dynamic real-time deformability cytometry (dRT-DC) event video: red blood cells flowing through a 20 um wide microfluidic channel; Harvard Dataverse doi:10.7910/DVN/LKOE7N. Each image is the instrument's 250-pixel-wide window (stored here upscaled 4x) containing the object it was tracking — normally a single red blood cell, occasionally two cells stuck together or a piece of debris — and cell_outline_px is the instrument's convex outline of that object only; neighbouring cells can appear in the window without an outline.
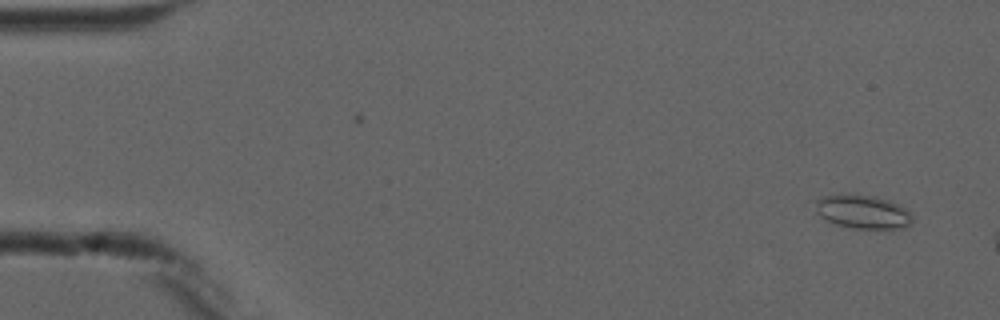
{"species": "common noctule bat (a hibernating species)", "species_latin": "Nyctalus noctula", "temperature_condition": "cold", "stored_images_in_passage": 3, "camera_frame_rate_fps": 3000, "um_per_image_px": 0.085, "animal": {"sex": "male", "forearm_length_mm": 52.5}, "frame": {"image": 1, "passage_image": 3, "time_ms": 2.333, "image_size_px": [1000, 320], "cell_outline_px": [[912, 224], [904, 228], [856, 228], [836, 224], [824, 220], [816, 212], [816, 200], [820, 196], [840, 192], [876, 196], [900, 204], [912, 212]], "centroid_in_image_um": [73.33, 17.96], "position_along_channel_um": 11.7, "area_um2": 19.59}}